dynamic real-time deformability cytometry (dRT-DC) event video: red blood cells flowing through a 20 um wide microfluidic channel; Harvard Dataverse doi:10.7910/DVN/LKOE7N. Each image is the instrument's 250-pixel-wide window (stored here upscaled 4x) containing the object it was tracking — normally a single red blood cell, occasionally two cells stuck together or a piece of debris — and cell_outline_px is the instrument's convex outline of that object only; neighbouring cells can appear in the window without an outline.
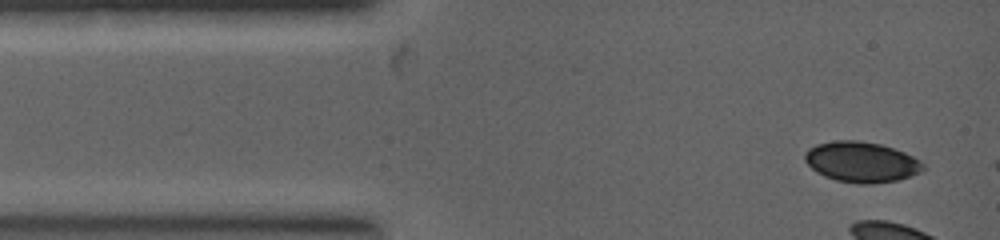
{"species": "common noctule bat (a hibernating species)", "species_latin": "Nyctalus noctula", "temperature_condition": "warm", "stored_images_in_passage": 5, "camera_frame_rate_fps": 5000, "um_per_image_px": 0.085, "animal": {"sex": "female", "body_mass_g": 19.0, "forearm_length_mm": 53.3}, "frame": {"image": 1, "passage_image": 1, "time_ms": 0.0, "image_size_px": [1000, 240], "cell_outline_px": [[924, 168], [920, 172], [896, 180], [868, 184], [860, 184], [836, 180], [824, 176], [816, 172], [804, 160], [804, 152], [808, 148], [816, 144], [836, 140], [860, 140], [880, 144], [904, 152], [920, 160], [924, 164]], "centroid_in_image_um": [73.18, 13.75], "position_along_channel_um": 11.8, "area_um2": 27.86}}